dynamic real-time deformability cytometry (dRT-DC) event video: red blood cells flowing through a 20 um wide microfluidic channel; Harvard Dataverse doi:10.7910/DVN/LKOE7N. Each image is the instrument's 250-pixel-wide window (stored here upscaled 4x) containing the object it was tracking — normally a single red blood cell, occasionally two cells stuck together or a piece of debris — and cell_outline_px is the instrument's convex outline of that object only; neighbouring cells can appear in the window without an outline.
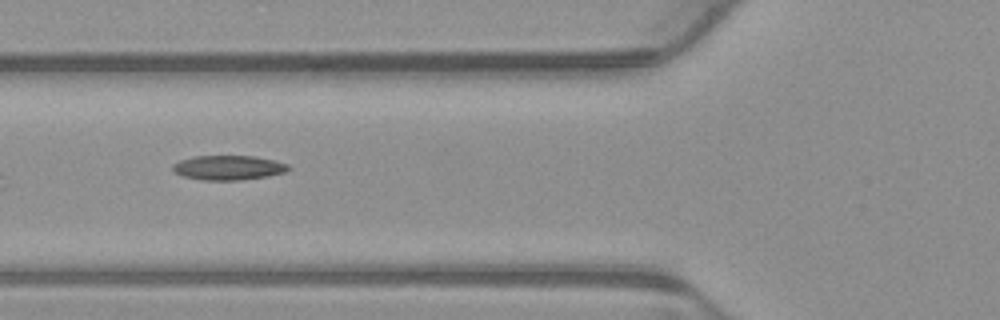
{"species": "common noctule bat (a hibernating species)", "species_latin": "Nyctalus noctula", "temperature_condition": "warm", "stored_images_in_passage": 7, "camera_frame_rate_fps": 3000, "um_per_image_px": 0.085, "animal": {"sex": "male", "body_mass_g": 23.1, "forearm_length_mm": 52.7}, "frame": {"image": 1, "passage_image": 5, "time_ms": 1.333, "image_size_px": [1000, 320], "cell_outline_px": [[292, 168], [284, 172], [268, 176], [236, 180], [204, 180], [184, 176], [172, 172], [172, 164], [180, 160], [192, 156], [252, 156], [272, 160], [288, 164]], "centroid_in_image_um": [19.37, 14.25], "position_along_channel_um": 106.4, "area_um2": 16.47}}
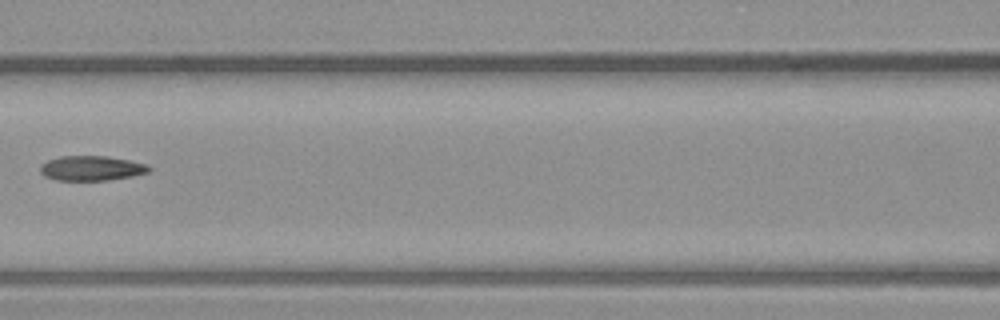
{"frame": {"image": 2, "passage_image": 6, "time_ms": 1.667, "image_size_px": [1000, 320], "cell_outline_px": [[152, 168], [148, 172], [132, 176], [108, 180], [56, 180], [44, 176], [40, 172], [40, 164], [48, 160], [60, 156], [108, 156], [148, 164]], "centroid_in_image_um": [7.77, 14.29], "position_along_channel_um": 158.8, "area_um2": 15.78}}
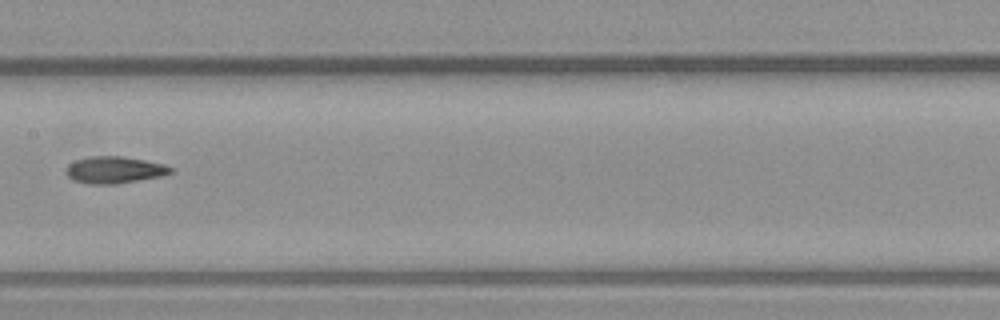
{"frame": {"image": 3, "passage_image": 7, "time_ms": 2.0, "image_size_px": [1000, 320], "cell_outline_px": [[172, 172], [160, 176], [112, 184], [88, 184], [72, 180], [64, 172], [68, 164], [76, 160], [92, 156], [120, 156], [144, 160], [164, 164], [172, 168]], "centroid_in_image_um": [9.66, 14.44], "position_along_channel_um": 197.7, "area_um2": 16.18}}